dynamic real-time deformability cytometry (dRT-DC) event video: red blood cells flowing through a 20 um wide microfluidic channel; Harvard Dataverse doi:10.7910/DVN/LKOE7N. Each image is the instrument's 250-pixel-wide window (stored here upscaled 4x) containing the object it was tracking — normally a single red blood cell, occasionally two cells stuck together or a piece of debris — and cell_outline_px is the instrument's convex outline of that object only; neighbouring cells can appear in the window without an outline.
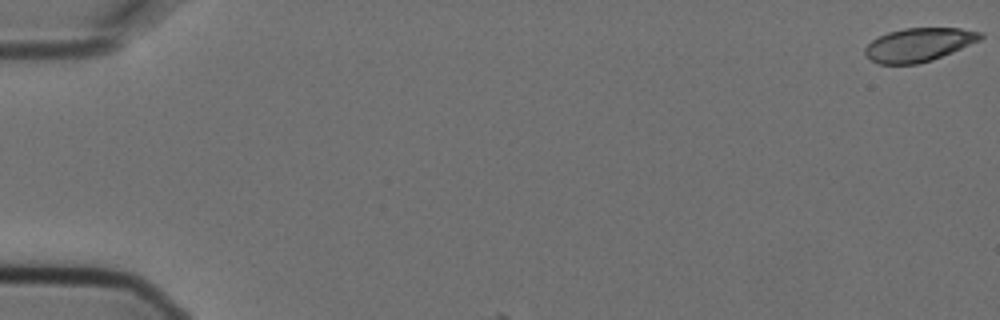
{"species": "Egyptian fruit bat (a non-hibernating species)", "species_latin": "Rousettus aegyptiacus", "temperature_condition": "cold", "stored_images_in_passage": 3, "camera_frame_rate_fps": 3000, "um_per_image_px": 0.085, "animal": {"sex": "female"}, "frame": {"image": 1, "passage_image": 1, "time_ms": 0.0, "image_size_px": [1000, 320], "cell_outline_px": [[984, 36], [980, 40], [952, 52], [932, 60], [916, 64], [880, 64], [872, 60], [864, 52], [864, 48], [872, 40], [888, 32], [904, 28], [960, 28], [980, 32]], "centroid_in_image_um": [78.09, 3.79], "position_along_channel_um": 6.9, "area_um2": 22.31}}